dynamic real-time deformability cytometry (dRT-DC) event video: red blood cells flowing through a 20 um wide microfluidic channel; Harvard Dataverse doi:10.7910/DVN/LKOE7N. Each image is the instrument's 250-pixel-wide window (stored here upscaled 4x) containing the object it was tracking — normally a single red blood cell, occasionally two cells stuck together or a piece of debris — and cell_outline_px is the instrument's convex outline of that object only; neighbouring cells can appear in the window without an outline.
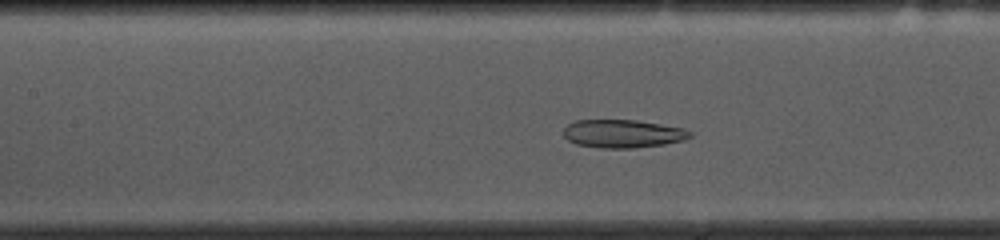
{"species": "common noctule bat (a hibernating species)", "species_latin": "Nyctalus noctula", "temperature_condition": "cold", "stored_images_in_passage": 51, "camera_frame_rate_fps": 3000, "um_per_image_px": 0.085, "animal": {"sex": "female", "body_mass_g": 10.0, "forearm_length_mm": 53.1}, "frame": {"image": 1, "passage_image": 23, "time_ms": 7.333, "image_size_px": [1000, 240], "cell_outline_px": [[692, 136], [684, 140], [664, 144], [632, 148], [600, 148], [576, 144], [568, 140], [564, 136], [564, 128], [568, 124], [576, 120], [636, 120], [684, 128], [692, 132]], "centroid_in_image_um": [52.94, 11.36], "position_along_channel_um": 154.5, "area_um2": 20.75}}
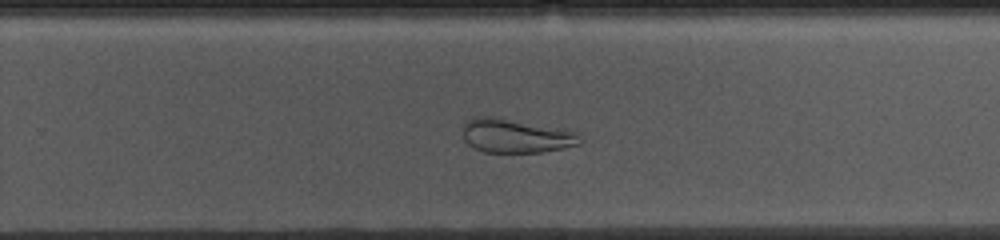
{"frame": {"image": 2, "passage_image": 34, "time_ms": 11.0, "image_size_px": [1000, 240], "cell_outline_px": [[580, 144], [564, 148], [544, 152], [484, 152], [468, 144], [464, 140], [464, 120], [476, 116], [488, 116], [564, 128], [576, 132]], "centroid_in_image_um": [43.83, 11.54], "position_along_channel_um": 286.0, "area_um2": 23.12}}
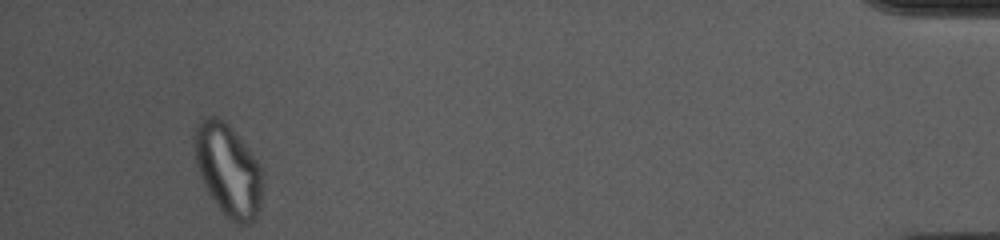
{"frame": {"image": 3, "passage_image": 51, "time_ms": 16.667, "image_size_px": [1000, 240], "cell_outline_px": [[264, 176], [260, 208], [256, 220], [252, 224], [236, 224], [220, 208], [208, 192], [200, 176], [192, 144], [196, 124], [204, 116], [216, 116], [232, 128], [260, 160], [264, 172]], "centroid_in_image_um": [19.44, 14.43], "position_along_channel_um": 415.8, "area_um2": 37.34}, "authors_computed_cell_mechanics": {"area_um2": 26.6458, "velocity_mm_per_s": 3.6023, "shape_relaxation_time_tau1_ms": null, "shape_relaxation_time_tau2_ms": 2.1691, "deformation_change_tau1": null, "deformation_change_tau2": 0.0824}}